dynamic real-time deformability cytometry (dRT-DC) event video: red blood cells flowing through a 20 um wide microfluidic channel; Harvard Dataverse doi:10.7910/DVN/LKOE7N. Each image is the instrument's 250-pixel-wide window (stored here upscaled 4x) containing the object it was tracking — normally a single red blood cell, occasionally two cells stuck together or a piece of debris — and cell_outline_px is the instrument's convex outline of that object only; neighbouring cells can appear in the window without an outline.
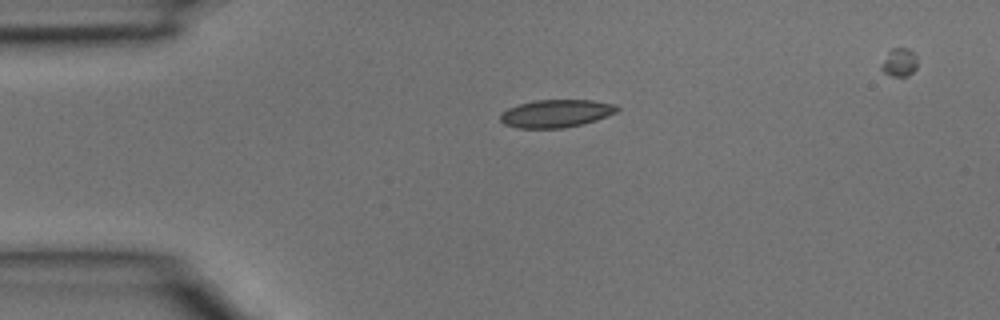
{"species": "common noctule bat (a hibernating species)", "species_latin": "Nyctalus noctula", "temperature_condition": "room temperature", "stored_images_in_passage": 2, "camera_frame_rate_fps": 3000, "um_per_image_px": 0.085, "animal": {"sex": "male", "body_mass_g": 15.6}, "frame": {"image": 1, "passage_image": 1, "time_ms": 0.0, "image_size_px": [1000, 320], "cell_outline_px": [[620, 108], [616, 112], [596, 120], [584, 124], [564, 128], [516, 128], [504, 124], [500, 120], [500, 112], [508, 108], [520, 104], [536, 100], [592, 100], [616, 104]], "centroid_in_image_um": [47.26, 9.65], "position_along_channel_um": 37.7, "area_um2": 19.02}}